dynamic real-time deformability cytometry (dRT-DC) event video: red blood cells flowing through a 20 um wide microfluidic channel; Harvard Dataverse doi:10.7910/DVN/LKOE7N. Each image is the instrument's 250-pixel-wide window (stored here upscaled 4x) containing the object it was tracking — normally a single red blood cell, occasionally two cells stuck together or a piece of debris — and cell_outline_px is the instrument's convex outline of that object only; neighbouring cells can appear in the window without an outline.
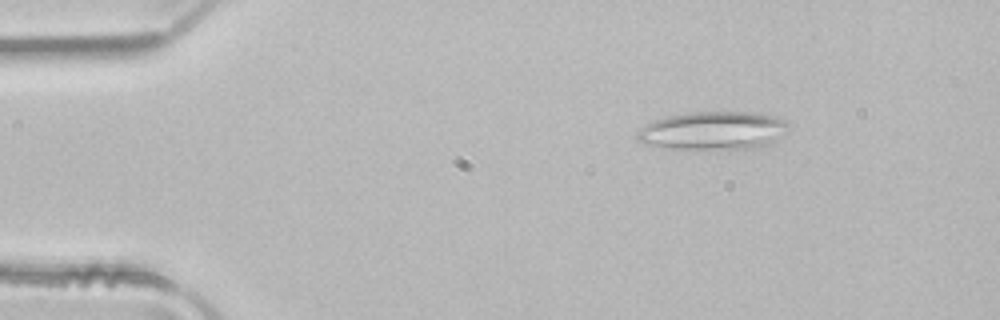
{"species": "common noctule bat (a hibernating species)", "species_latin": "Nyctalus noctula", "temperature_condition": "room temperature", "stored_images_in_passage": 3, "camera_frame_rate_fps": 3000, "um_per_image_px": 0.085, "animal": {"sex": "male", "body_mass_g": 21.5, "forearm_length_mm": 52.0}, "frame": {"image": 1, "passage_image": 2, "time_ms": 0.333, "image_size_px": [1000, 320], "cell_outline_px": [[788, 124], [772, 144], [752, 148], [660, 148], [644, 144], [636, 136], [636, 132], [644, 124], [668, 116], [688, 112], [744, 112], [776, 116], [784, 120]], "centroid_in_image_um": [60.54, 11.1], "position_along_channel_um": 24.5, "area_um2": 33.23}}